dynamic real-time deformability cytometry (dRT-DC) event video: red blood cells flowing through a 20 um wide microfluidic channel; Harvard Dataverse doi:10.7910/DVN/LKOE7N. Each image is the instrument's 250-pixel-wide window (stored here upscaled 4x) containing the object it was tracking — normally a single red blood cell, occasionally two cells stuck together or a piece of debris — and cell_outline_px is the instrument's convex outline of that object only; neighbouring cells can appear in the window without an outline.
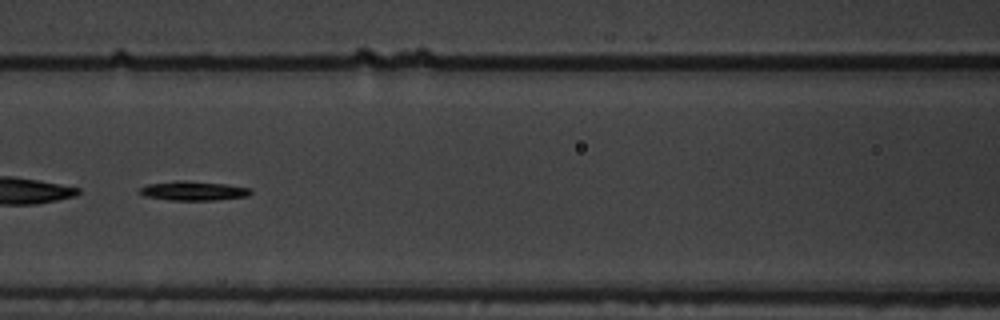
{"species": "common noctule bat (a hibernating species)", "species_latin": "Nyctalus noctula", "temperature_condition": "warm", "stored_images_in_passage": 15, "camera_frame_rate_fps": 3000, "um_per_image_px": 0.085, "animal": {"sex": "male", "body_mass_g": 19.5, "forearm_length_mm": 54.6}, "frame": {"image": 1, "passage_image": 7, "time_ms": 2.0, "image_size_px": [1000, 320], "cell_outline_px": [[252, 192], [248, 196], [212, 200], [168, 200], [144, 196], [140, 192], [140, 188], [148, 184], [176, 180], [184, 180], [228, 184], [252, 188]], "centroid_in_image_um": [16.46, 16.21], "position_along_channel_um": 150.1, "area_um2": 12.54}}
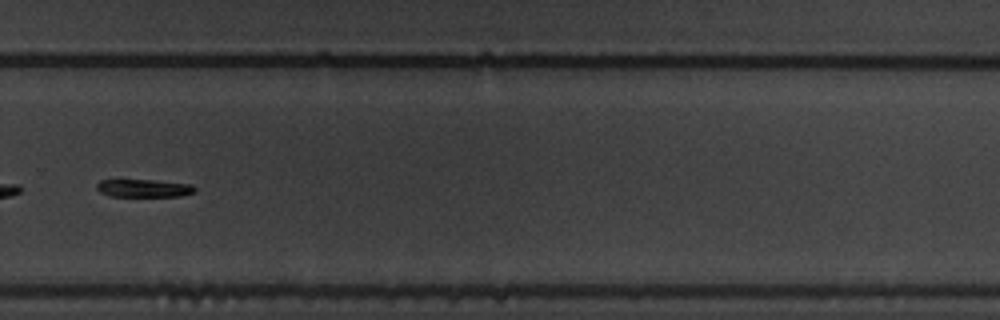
{"frame": {"image": 2, "passage_image": 11, "time_ms": 3.333, "image_size_px": [1000, 320], "cell_outline_px": [[196, 192], [180, 196], [108, 196], [100, 192], [96, 188], [96, 184], [100, 180], [152, 180], [192, 184], [196, 188]], "centroid_in_image_um": [12.23, 16.0], "position_along_channel_um": 317.6, "area_um2": 10.23}}
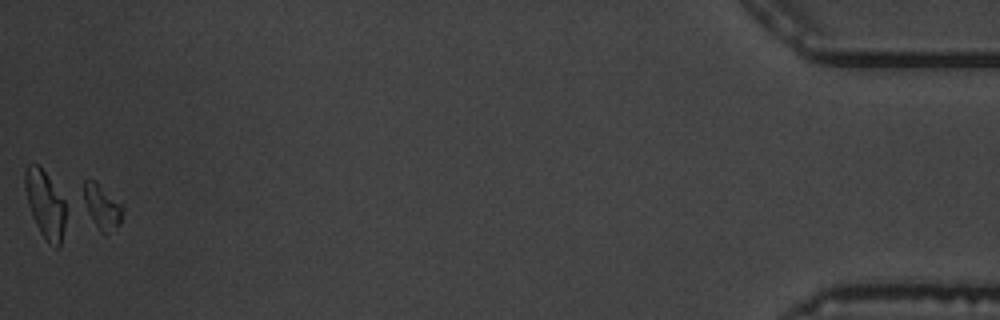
{"frame": {"image": 3, "passage_image": 15, "time_ms": 4.667, "image_size_px": [1000, 320], "cell_outline_px": [[124, 204], [120, 224], [104, 236], [100, 232], [80, 200], [84, 180], [88, 176], [96, 180]], "centroid_in_image_um": [8.62, 17.49], "position_along_channel_um": 426.6, "area_um2": 10.98}}